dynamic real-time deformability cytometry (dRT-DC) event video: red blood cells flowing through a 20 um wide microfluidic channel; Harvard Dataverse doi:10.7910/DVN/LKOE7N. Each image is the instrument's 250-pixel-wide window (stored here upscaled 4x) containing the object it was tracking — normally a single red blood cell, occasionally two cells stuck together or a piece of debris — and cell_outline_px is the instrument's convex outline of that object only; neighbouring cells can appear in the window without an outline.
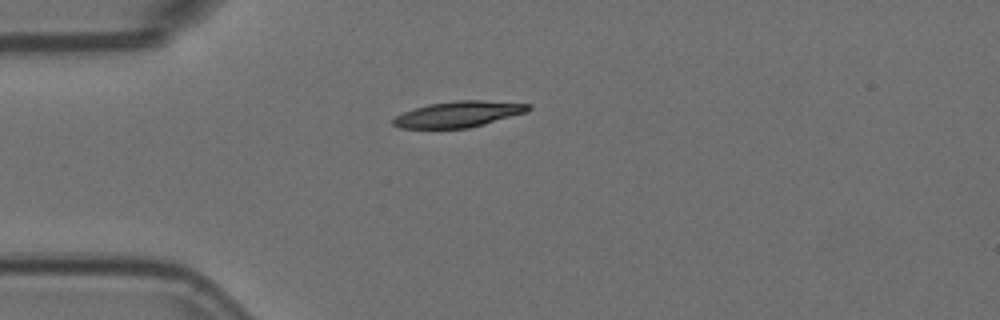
{"species": "Egyptian fruit bat (a non-hibernating species)", "species_latin": "Rousettus aegyptiacus", "temperature_condition": "room temperature", "stored_images_in_passage": 43, "camera_frame_rate_fps": 3000, "um_per_image_px": 0.085, "animal": {"sex": "female"}, "frame": {"image": 1, "passage_image": 1, "time_ms": 0.0, "image_size_px": [1000, 320], "cell_outline_px": [[532, 108], [528, 112], [484, 124], [468, 128], [400, 128], [392, 124], [392, 120], [396, 116], [404, 112], [428, 104], [456, 100], [484, 100], [532, 104]], "centroid_in_image_um": [39.02, 9.7], "position_along_channel_um": 46.0, "area_um2": 20.46}}
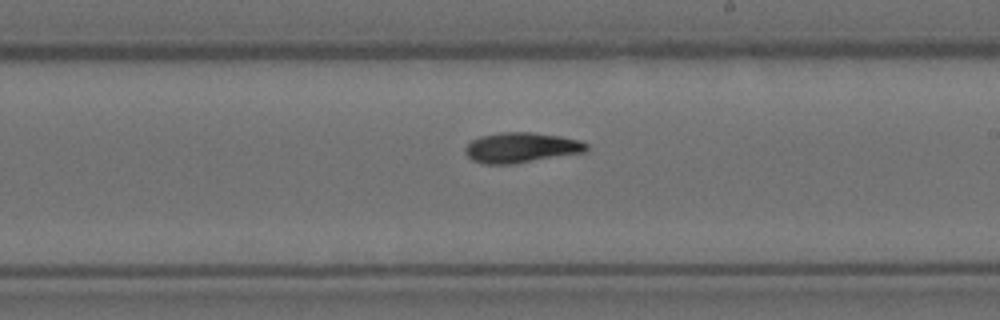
{"frame": {"image": 2, "passage_image": 19, "time_ms": 6.0, "image_size_px": [1000, 320], "cell_outline_px": [[588, 152], [516, 164], [484, 164], [472, 160], [464, 152], [464, 148], [472, 140], [480, 136], [500, 132], [532, 132], [560, 136], [580, 140], [588, 144]], "centroid_in_image_um": [44.33, 12.55], "position_along_channel_um": 244.7, "area_um2": 21.73}}
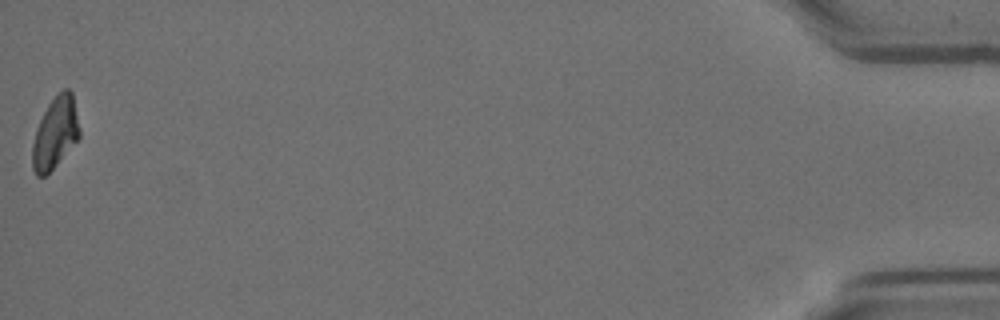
{"frame": {"image": 3, "passage_image": 43, "time_ms": 14.0, "image_size_px": [1000, 320], "cell_outline_px": [[80, 136], [52, 168], [44, 176], [36, 176], [32, 168], [32, 144], [36, 128], [48, 104], [64, 88], [68, 88], [72, 92], [80, 128]], "centroid_in_image_um": [4.68, 11.28], "position_along_channel_um": 430.5, "area_um2": 19.25}, "authors_computed_cell_mechanics": {"area_um2": 20.4612, "velocity_mm_per_s": 3.568, "shape_relaxation_time_tau1_ms": 8.7985, "shape_relaxation_time_tau2_ms": 7.4468, "deformation_change_tau1": 0.2381, "deformation_change_tau2": 0.1364}}